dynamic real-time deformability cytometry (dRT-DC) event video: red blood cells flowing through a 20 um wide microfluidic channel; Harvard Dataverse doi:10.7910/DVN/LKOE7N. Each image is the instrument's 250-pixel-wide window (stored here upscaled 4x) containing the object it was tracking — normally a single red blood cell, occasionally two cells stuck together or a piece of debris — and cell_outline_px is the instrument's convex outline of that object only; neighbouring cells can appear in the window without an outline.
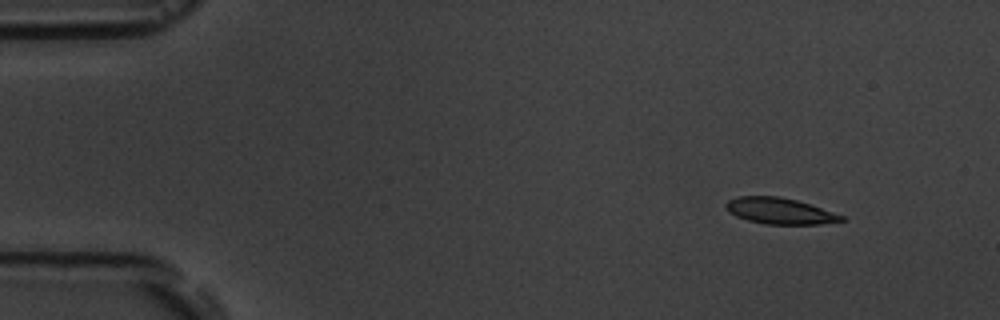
{"species": "common noctule bat (a hibernating species)", "species_latin": "Nyctalus noctula", "temperature_condition": "room temperature", "stored_images_in_passage": 5, "camera_frame_rate_fps": 3000, "um_per_image_px": 0.085, "animal": {"sex": "male", "body_mass_g": 19.5, "forearm_length_mm": 54.6}, "frame": {"image": 1, "passage_image": 2, "time_ms": 1.333, "image_size_px": [1000, 320], "cell_outline_px": [[844, 220], [820, 224], [764, 224], [748, 220], [736, 216], [728, 212], [724, 208], [724, 204], [728, 200], [736, 196], [780, 196], [796, 200], [844, 216]], "centroid_in_image_um": [66.19, 17.92], "position_along_channel_um": 18.8, "area_um2": 17.51}}
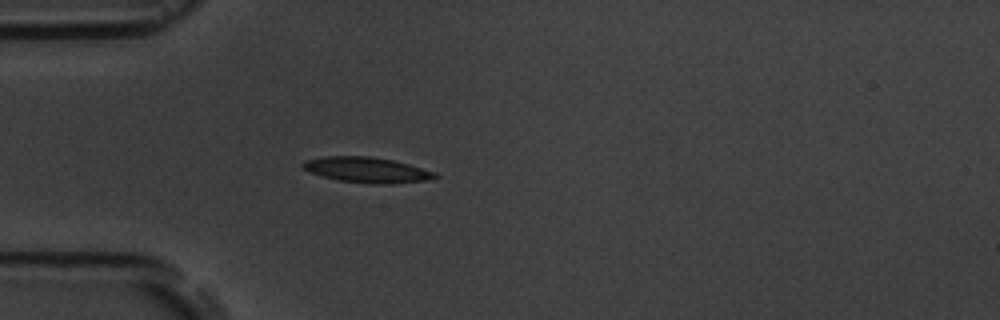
{"frame": {"image": 2, "passage_image": 5, "time_ms": 4.667, "image_size_px": [1000, 320], "cell_outline_px": [[440, 176], [424, 180], [392, 184], [372, 184], [340, 180], [320, 176], [308, 172], [300, 164], [304, 160], [324, 156], [368, 156], [392, 160], [408, 164], [436, 172]], "centroid_in_image_um": [31.14, 14.44], "position_along_channel_um": 53.9, "area_um2": 19.59}}